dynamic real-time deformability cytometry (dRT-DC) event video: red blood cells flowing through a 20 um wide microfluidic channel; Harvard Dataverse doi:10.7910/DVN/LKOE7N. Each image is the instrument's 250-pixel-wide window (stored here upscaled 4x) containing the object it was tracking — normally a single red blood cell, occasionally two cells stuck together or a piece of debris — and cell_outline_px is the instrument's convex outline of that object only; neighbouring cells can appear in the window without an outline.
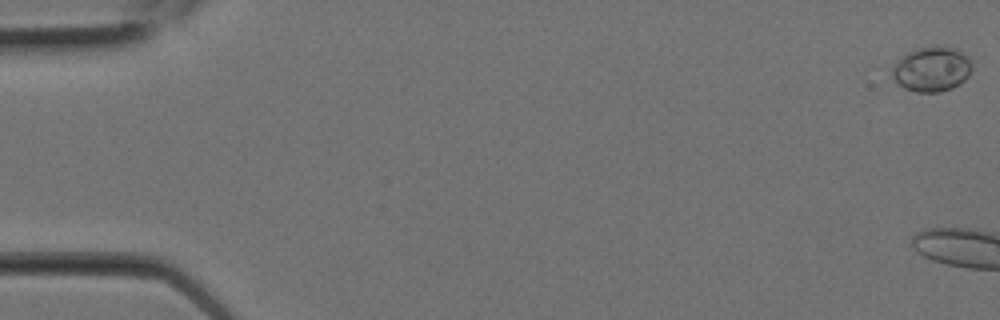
{"species": "Egyptian fruit bat (a non-hibernating species)", "species_latin": "Rousettus aegyptiacus", "temperature_condition": "room temperature", "stored_images_in_passage": 3, "camera_frame_rate_fps": 3000, "um_per_image_px": 0.085, "animal": {"sex": "female"}, "frame": {"image": 1, "passage_image": 1, "time_ms": 0.0, "image_size_px": [1000, 320], "cell_outline_px": [[972, 68], [968, 76], [960, 84], [952, 88], [940, 92], [916, 92], [904, 88], [892, 76], [892, 68], [908, 52], [916, 48], [956, 48], [968, 56], [972, 60]], "centroid_in_image_um": [79.25, 5.91], "position_along_channel_um": 5.8, "area_um2": 20.46}}